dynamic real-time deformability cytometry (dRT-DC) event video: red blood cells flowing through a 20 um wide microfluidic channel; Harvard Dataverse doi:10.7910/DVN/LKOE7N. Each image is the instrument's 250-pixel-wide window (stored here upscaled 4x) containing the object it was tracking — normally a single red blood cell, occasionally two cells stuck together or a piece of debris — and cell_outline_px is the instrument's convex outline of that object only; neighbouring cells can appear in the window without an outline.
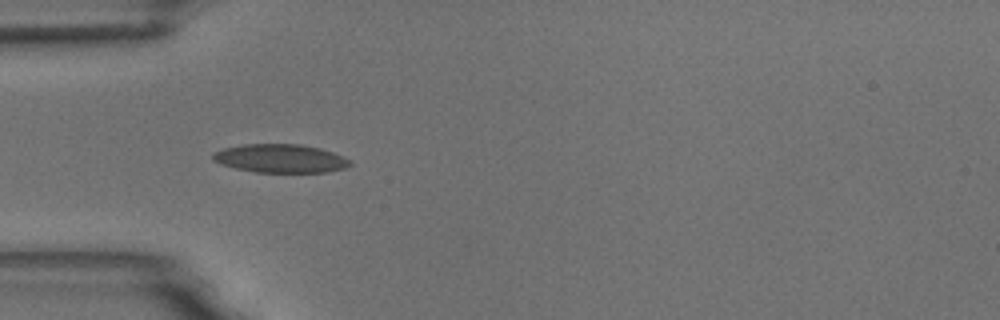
{"species": "common noctule bat (a hibernating species)", "species_latin": "Nyctalus noctula", "temperature_condition": "room temperature", "stored_images_in_passage": 7, "camera_frame_rate_fps": 3000, "um_per_image_px": 0.085, "animal": {"sex": "male", "body_mass_g": 18.8}, "frame": {"image": 1, "passage_image": 5, "time_ms": 4.667, "image_size_px": [1000, 320], "cell_outline_px": [[352, 164], [344, 168], [328, 172], [256, 172], [236, 168], [220, 164], [212, 160], [212, 156], [216, 152], [224, 148], [244, 144], [300, 144], [320, 148], [332, 152], [352, 160]], "centroid_in_image_um": [23.86, 13.47], "position_along_channel_um": 61.1, "area_um2": 22.72}}